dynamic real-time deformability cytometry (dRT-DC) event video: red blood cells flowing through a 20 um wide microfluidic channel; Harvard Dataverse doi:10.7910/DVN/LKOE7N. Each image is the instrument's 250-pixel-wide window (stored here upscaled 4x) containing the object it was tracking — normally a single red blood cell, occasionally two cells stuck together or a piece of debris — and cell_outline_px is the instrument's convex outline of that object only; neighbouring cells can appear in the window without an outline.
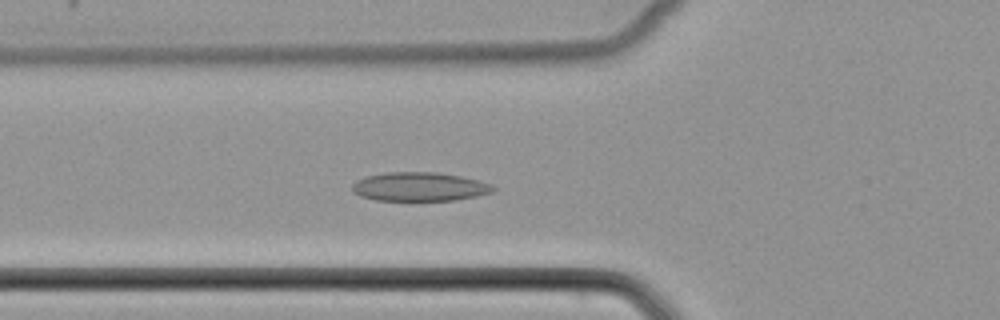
{"species": "common noctule bat (a hibernating species)", "species_latin": "Nyctalus noctula", "temperature_condition": "cold", "stored_images_in_passage": 43, "camera_frame_rate_fps": 3000, "um_per_image_px": 0.085, "animal": {"sex": "female", "body_mass_g": 22.7, "forearm_length_mm": 54.2}, "frame": {"image": 1, "passage_image": 11, "time_ms": 3.333, "image_size_px": [1000, 320], "cell_outline_px": [[496, 188], [492, 192], [476, 196], [456, 200], [376, 200], [360, 196], [352, 192], [352, 184], [356, 180], [368, 176], [388, 172], [436, 172], [460, 176], [480, 180], [492, 184]], "centroid_in_image_um": [35.67, 15.87], "position_along_channel_um": 90.1, "area_um2": 23.7}}
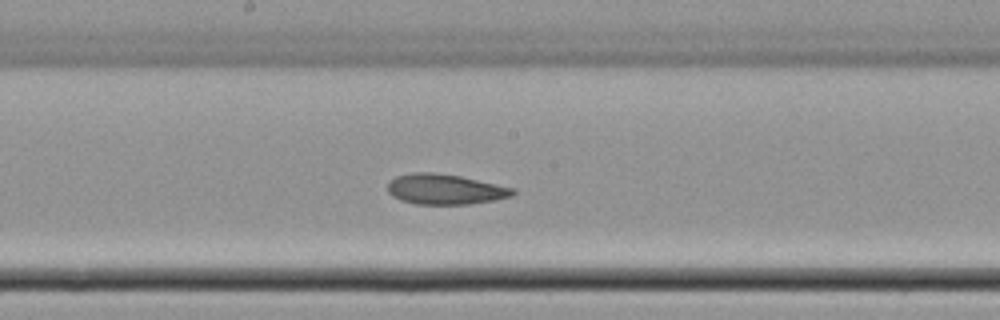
{"frame": {"image": 2, "passage_image": 20, "time_ms": 6.333, "image_size_px": [1000, 320], "cell_outline_px": [[516, 192], [512, 196], [496, 200], [468, 204], [416, 204], [400, 200], [392, 196], [388, 192], [388, 180], [396, 176], [416, 172], [432, 172], [460, 176], [516, 188]], "centroid_in_image_um": [37.84, 16.09], "position_along_channel_um": 210.4, "area_um2": 22.25}}
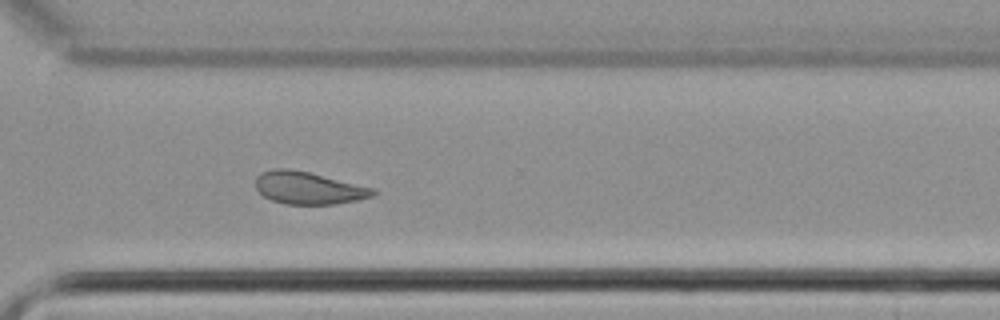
{"frame": {"image": 3, "passage_image": 30, "time_ms": 9.667, "image_size_px": [1000, 320], "cell_outline_px": [[376, 196], [336, 204], [284, 204], [272, 200], [264, 196], [256, 188], [256, 176], [260, 172], [272, 168], [288, 168], [308, 172], [376, 188]], "centroid_in_image_um": [26.23, 15.97], "position_along_channel_um": 344.4, "area_um2": 22.31}}